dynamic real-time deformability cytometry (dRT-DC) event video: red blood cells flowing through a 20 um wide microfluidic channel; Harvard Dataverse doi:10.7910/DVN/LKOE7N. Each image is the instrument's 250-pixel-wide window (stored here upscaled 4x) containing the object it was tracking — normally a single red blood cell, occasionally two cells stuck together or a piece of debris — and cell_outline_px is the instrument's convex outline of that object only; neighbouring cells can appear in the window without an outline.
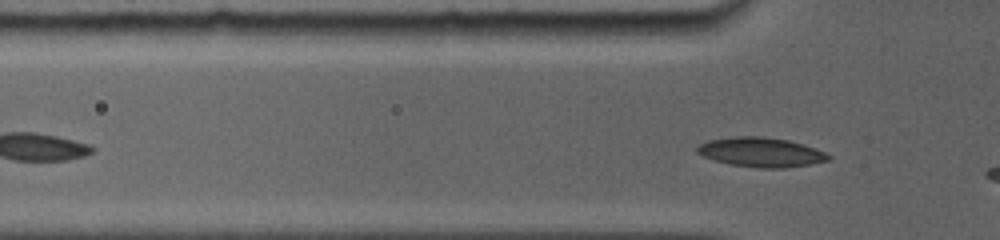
{"species": "common noctule bat (a hibernating species)", "species_latin": "Nyctalus noctula", "temperature_condition": "room temperature", "stored_images_in_passage": 64, "camera_frame_rate_fps": 5000, "um_per_image_px": 0.085, "animal": {"sex": "female", "body_mass_g": 19.0, "forearm_length_mm": 56.7}, "frame": {"image": 1, "passage_image": 6, "time_ms": 0.8, "image_size_px": [1000, 240], "cell_outline_px": [[832, 156], [828, 160], [808, 164], [784, 168], [760, 168], [732, 164], [716, 160], [704, 156], [696, 152], [696, 148], [700, 144], [708, 140], [732, 136], [764, 136], [788, 140], [804, 144], [824, 152]], "centroid_in_image_um": [64.67, 12.92], "position_along_channel_um": 61.1, "area_um2": 22.37}}
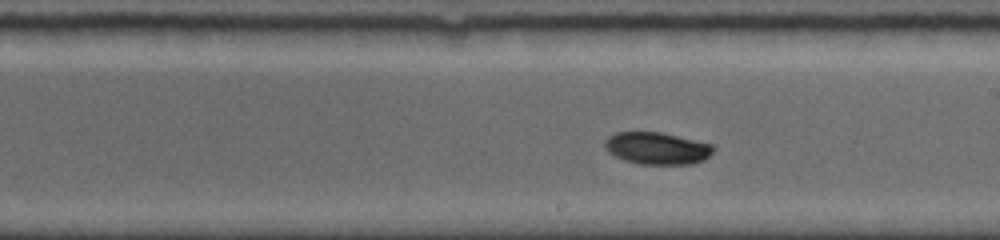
{"frame": {"image": 2, "passage_image": 35, "time_ms": 5.2, "image_size_px": [1000, 240], "cell_outline_px": [[716, 148], [704, 160], [692, 164], [640, 164], [624, 160], [608, 152], [604, 148], [604, 140], [608, 136], [616, 132], [660, 132], [712, 144]], "centroid_in_image_um": [55.83, 12.6], "position_along_channel_um": 233.2, "area_um2": 20.35}}
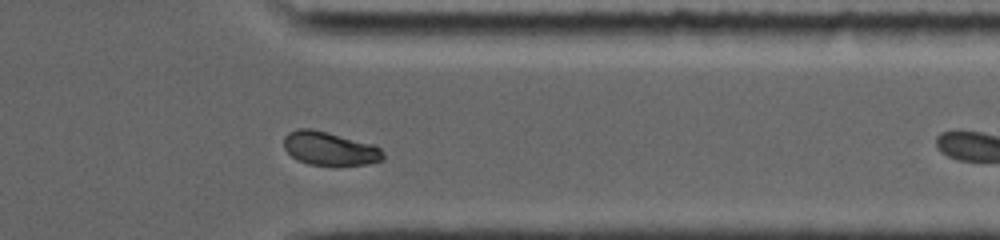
{"frame": {"image": 3, "passage_image": 62, "time_ms": 9.0, "image_size_px": [1000, 240], "cell_outline_px": [[384, 160], [368, 164], [308, 164], [296, 160], [284, 148], [284, 136], [288, 132], [300, 128], [312, 128], [376, 144], [384, 152]], "centroid_in_image_um": [28.04, 12.6], "position_along_channel_um": 383.4, "area_um2": 19.54}, "authors_computed_cell_mechanics": {"area_um2": 20.2878, "velocity_mm_per_s": 3.9315, "shape_relaxation_time_tau1_ms": 3.3057, "shape_relaxation_time_tau2_ms": null, "deformation_change_tau1": 0.1137, "deformation_change_tau2": null}}